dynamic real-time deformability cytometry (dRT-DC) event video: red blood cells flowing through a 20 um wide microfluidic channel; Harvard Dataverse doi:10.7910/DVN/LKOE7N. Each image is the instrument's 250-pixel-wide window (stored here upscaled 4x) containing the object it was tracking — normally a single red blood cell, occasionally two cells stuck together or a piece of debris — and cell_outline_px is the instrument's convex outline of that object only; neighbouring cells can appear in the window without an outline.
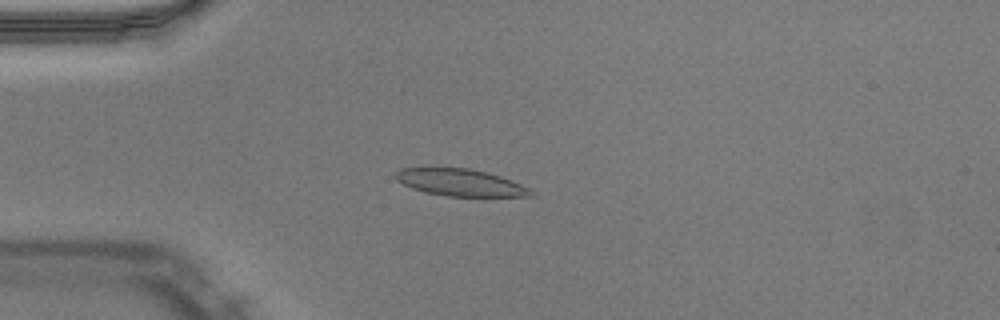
{"species": "Egyptian fruit bat (a non-hibernating species)", "species_latin": "Rousettus aegyptiacus", "temperature_condition": "warm", "stored_images_in_passage": 42, "camera_frame_rate_fps": 3000, "um_per_image_px": 0.085, "animal": {"sex": "male"}, "frame": {"image": 1, "passage_image": 5, "time_ms": 1.333, "image_size_px": [1000, 320], "cell_outline_px": [[536, 196], [448, 196], [424, 192], [412, 188], [396, 180], [392, 176], [392, 172], [400, 168], [468, 168], [488, 172], [512, 180], [536, 192]], "centroid_in_image_um": [39.1, 15.51], "position_along_channel_um": 45.9, "area_um2": 21.44}}
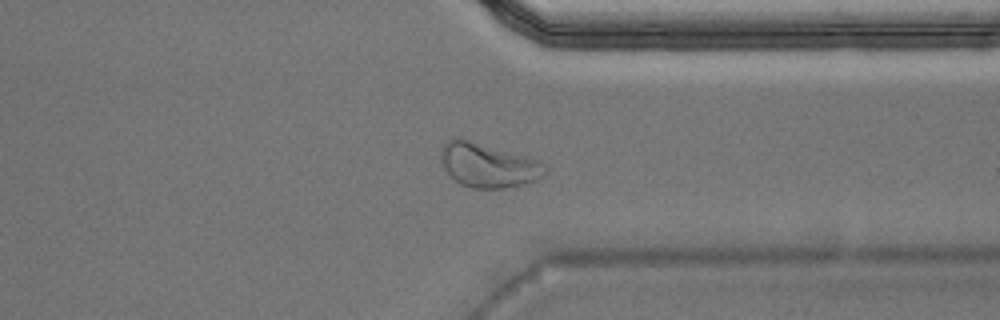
{"frame": {"image": 2, "passage_image": 31, "time_ms": 10.0, "image_size_px": [1000, 320], "cell_outline_px": [[548, 168], [544, 176], [536, 180], [504, 188], [472, 188], [460, 184], [444, 168], [440, 160], [440, 148], [452, 136], [460, 136], [524, 156], [536, 160], [544, 164]], "centroid_in_image_um": [41.44, 14.01], "position_along_channel_um": 370.0, "area_um2": 26.93}}
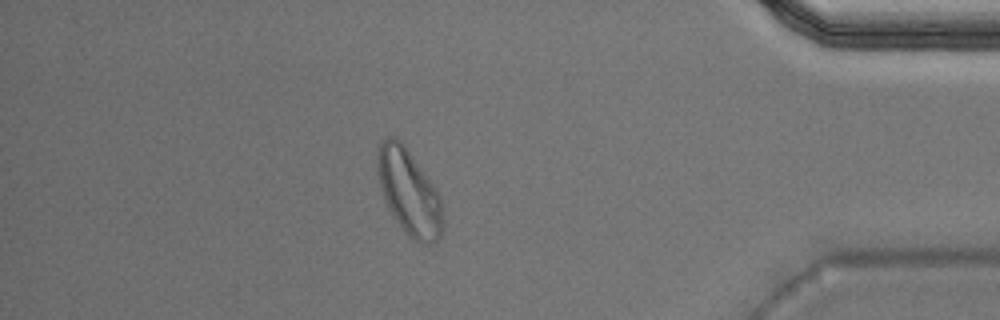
{"frame": {"image": 3, "passage_image": 36, "time_ms": 11.667, "image_size_px": [1000, 320], "cell_outline_px": [[444, 224], [440, 236], [432, 244], [420, 244], [408, 236], [404, 232], [392, 212], [384, 196], [376, 172], [376, 156], [380, 144], [388, 136], [392, 136], [400, 140], [404, 144], [436, 188], [440, 196], [444, 220]], "centroid_in_image_um": [34.79, 16.34], "position_along_channel_um": 400.4, "area_um2": 32.54}, "authors_computed_cell_mechanics": {"area_um2": 21.964, "velocity_mm_per_s": 3.9572, "shape_relaxation_time_tau1_ms": null, "shape_relaxation_time_tau2_ms": 2.4078, "deformation_change_tau1": null, "deformation_change_tau2": 0.0867}}